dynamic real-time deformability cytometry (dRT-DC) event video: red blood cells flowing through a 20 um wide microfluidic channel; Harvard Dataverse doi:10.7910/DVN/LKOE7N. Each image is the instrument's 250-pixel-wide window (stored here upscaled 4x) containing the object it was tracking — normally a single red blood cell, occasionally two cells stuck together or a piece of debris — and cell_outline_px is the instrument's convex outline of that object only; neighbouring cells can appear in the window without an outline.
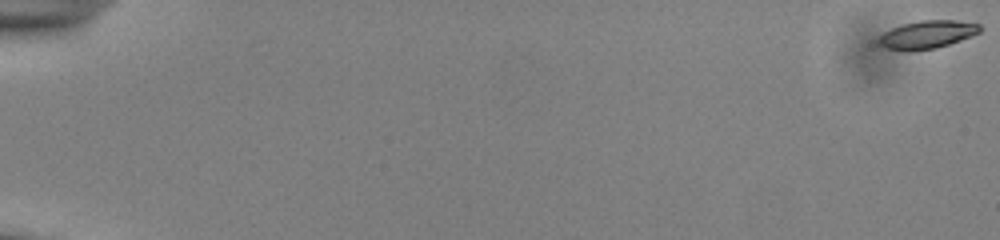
{"species": "common noctule bat (a hibernating species)", "species_latin": "Nyctalus noctula", "temperature_condition": "cold", "stored_images_in_passage": 19, "camera_frame_rate_fps": 3000, "um_per_image_px": 0.085, "animal": {"sex": "male", "body_mass_g": 13.0, "forearm_length_mm": 53.1}, "frame": {"image": 1, "passage_image": 1, "time_ms": 0.0, "image_size_px": [1000, 240], "cell_outline_px": [[980, 32], [972, 36], [936, 48], [908, 52], [888, 48], [880, 44], [876, 40], [884, 32], [892, 28], [904, 24], [920, 20], [956, 20], [980, 24]], "centroid_in_image_um": [78.81, 2.94], "position_along_channel_um": 6.2, "area_um2": 16.47}}
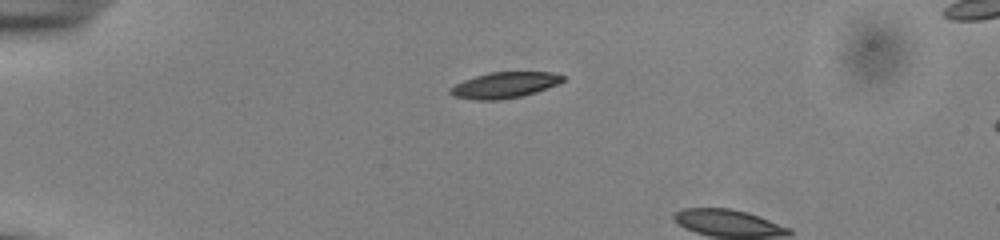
{"frame": {"image": 2, "passage_image": 16, "time_ms": 5.0, "image_size_px": [1000, 240], "cell_outline_px": [[564, 80], [556, 84], [536, 92], [520, 96], [500, 100], [476, 100], [452, 96], [448, 92], [448, 88], [464, 80], [488, 72], [552, 72], [564, 76]], "centroid_in_image_um": [42.83, 7.23], "position_along_channel_um": 42.2, "area_um2": 16.94}}